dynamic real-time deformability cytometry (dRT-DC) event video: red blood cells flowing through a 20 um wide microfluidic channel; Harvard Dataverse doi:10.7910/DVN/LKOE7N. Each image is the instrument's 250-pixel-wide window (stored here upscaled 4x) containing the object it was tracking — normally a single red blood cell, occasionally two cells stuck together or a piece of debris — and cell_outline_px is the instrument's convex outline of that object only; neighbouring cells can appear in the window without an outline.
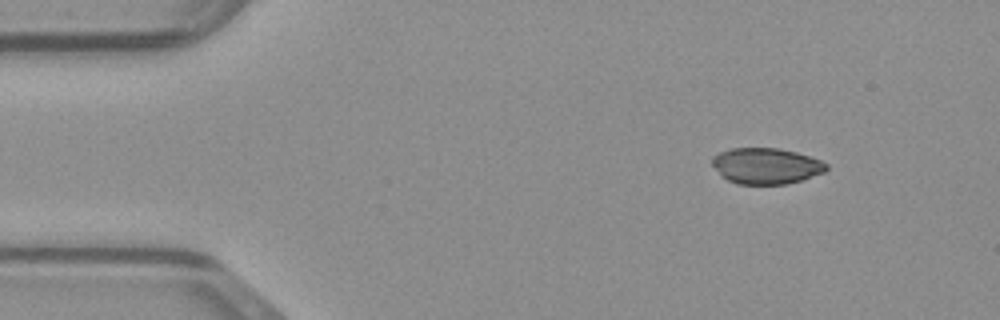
{"species": "common noctule bat (a hibernating species)", "species_latin": "Nyctalus noctula", "temperature_condition": "warm", "stored_images_in_passage": 43, "camera_frame_rate_fps": 3000, "um_per_image_px": 0.085, "animal": {"sex": "male", "body_mass_g": 23.1, "forearm_length_mm": 52.7}, "frame": {"image": 1, "passage_image": 1, "time_ms": 0.0, "image_size_px": [1000, 320], "cell_outline_px": [[828, 168], [824, 172], [800, 180], [784, 184], [736, 184], [720, 176], [712, 164], [712, 156], [720, 152], [732, 148], [780, 148], [796, 152], [820, 160], [828, 164]], "centroid_in_image_um": [65.09, 14.1], "position_along_channel_um": 19.9, "area_um2": 23.93}}
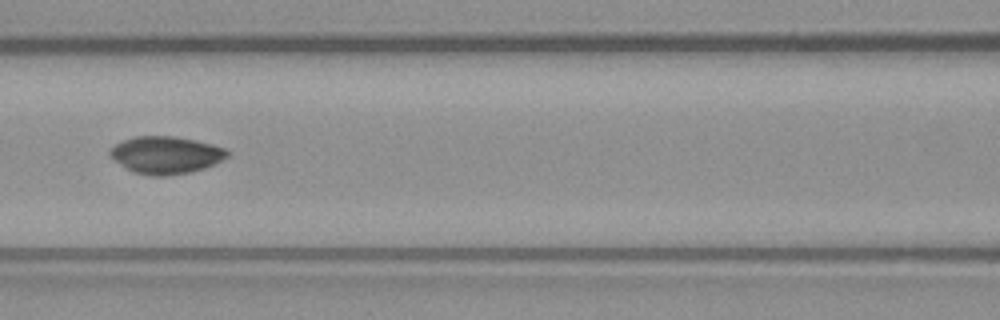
{"frame": {"image": 2, "passage_image": 16, "time_ms": 5.0, "image_size_px": [1000, 320], "cell_outline_px": [[232, 152], [228, 156], [216, 164], [192, 172], [164, 176], [152, 176], [132, 172], [116, 160], [108, 152], [116, 144], [124, 140], [136, 136], [176, 136], [196, 140], [212, 144], [224, 148]], "centroid_in_image_um": [14.16, 13.17], "position_along_channel_um": 152.4, "area_um2": 25.55}}
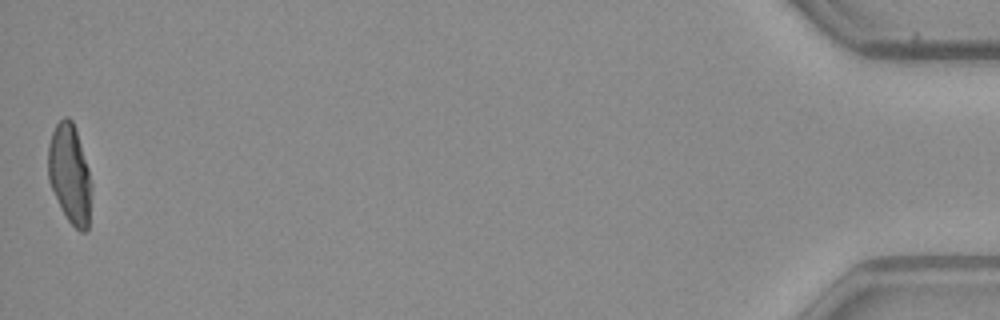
{"frame": {"image": 3, "passage_image": 43, "time_ms": 14.0, "image_size_px": [1000, 320], "cell_outline_px": [[92, 184], [88, 228], [84, 232], [80, 232], [68, 220], [60, 208], [48, 180], [48, 144], [52, 132], [56, 124], [64, 116], [68, 116], [72, 120], [88, 168]], "centroid_in_image_um": [5.92, 14.8], "position_along_channel_um": 429.3, "area_um2": 24.97}}